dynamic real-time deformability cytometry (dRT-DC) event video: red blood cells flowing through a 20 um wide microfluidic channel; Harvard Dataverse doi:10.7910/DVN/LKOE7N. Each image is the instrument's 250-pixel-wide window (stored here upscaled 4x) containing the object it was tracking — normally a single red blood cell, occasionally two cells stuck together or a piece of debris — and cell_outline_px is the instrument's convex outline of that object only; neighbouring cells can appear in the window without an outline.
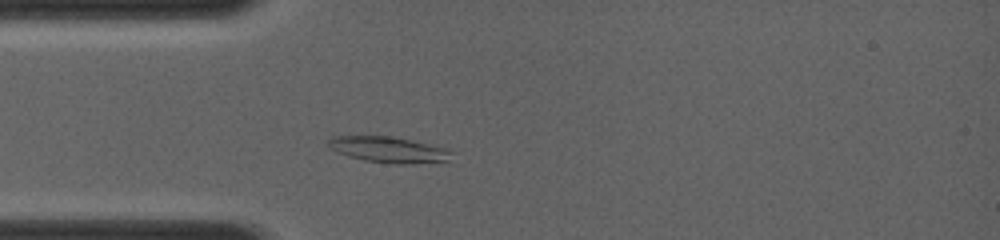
{"species": "common noctule bat (a hibernating species)", "species_latin": "Nyctalus noctula", "temperature_condition": "room temperature", "stored_images_in_passage": 6, "camera_frame_rate_fps": 4000, "um_per_image_px": 0.085, "animal": {"sex": "female", "body_mass_g": 19.0, "forearm_length_mm": 56.7}, "frame": {"image": 1, "passage_image": 1, "time_ms": 0.0, "image_size_px": [1000, 240], "cell_outline_px": [[452, 152], [448, 160], [412, 164], [396, 164], [364, 160], [348, 156], [328, 148], [328, 140], [332, 136], [388, 136], [428, 144], [444, 148]], "centroid_in_image_um": [32.96, 12.72], "position_along_channel_um": 52.0, "area_um2": 18.26}}
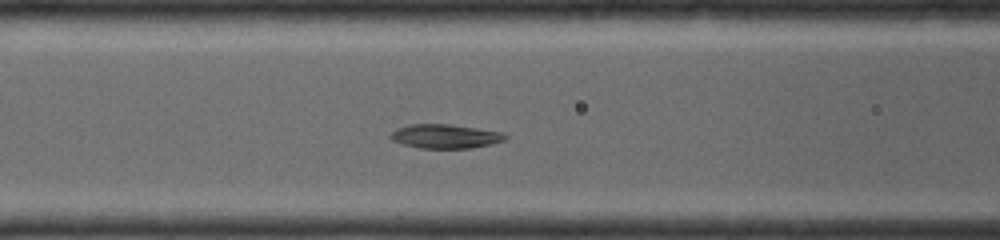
{"frame": {"image": 2, "passage_image": 5, "time_ms": 1.75, "image_size_px": [1000, 240], "cell_outline_px": [[508, 136], [504, 140], [472, 148], [420, 148], [400, 144], [392, 140], [388, 136], [396, 128], [408, 124], [448, 124], [476, 128], [500, 132]], "centroid_in_image_um": [37.76, 11.58], "position_along_channel_um": 128.8, "area_um2": 16.01}}